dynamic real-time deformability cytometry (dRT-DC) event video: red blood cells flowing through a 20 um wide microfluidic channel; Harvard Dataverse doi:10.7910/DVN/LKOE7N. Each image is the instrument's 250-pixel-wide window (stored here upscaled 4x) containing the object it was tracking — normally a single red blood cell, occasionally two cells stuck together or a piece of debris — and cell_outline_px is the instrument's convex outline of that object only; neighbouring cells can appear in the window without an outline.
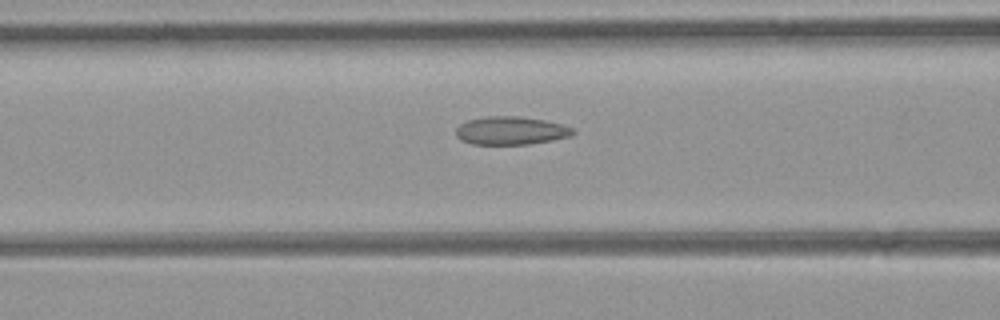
{"species": "common noctule bat (a hibernating species)", "species_latin": "Nyctalus noctula", "temperature_condition": "room temperature", "stored_images_in_passage": 32, "camera_frame_rate_fps": 3000, "um_per_image_px": 0.085, "animal": {"sex": "female", "body_mass_g": 21.9}, "frame": {"image": 1, "passage_image": 7, "time_ms": 2.0, "image_size_px": [1000, 320], "cell_outline_px": [[576, 132], [572, 136], [552, 140], [528, 144], [472, 144], [460, 140], [456, 136], [456, 128], [460, 124], [468, 120], [484, 116], [520, 116], [544, 120], [576, 128]], "centroid_in_image_um": [43.44, 11.1], "position_along_channel_um": 123.2, "area_um2": 19.36}}
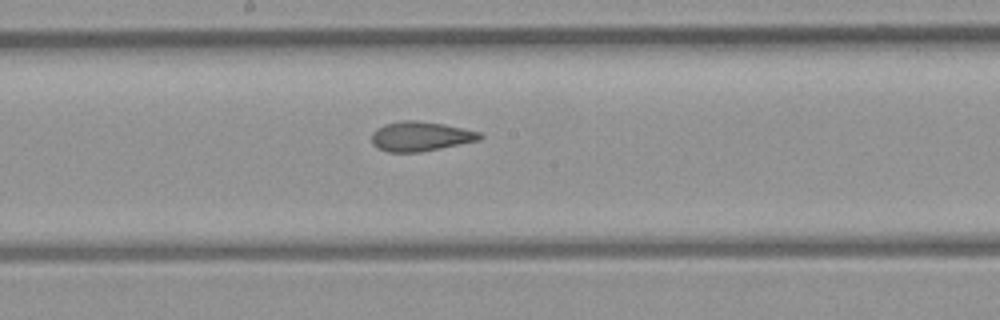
{"frame": {"image": 2, "passage_image": 13, "time_ms": 4.0, "image_size_px": [1000, 320], "cell_outline_px": [[484, 136], [480, 140], [420, 152], [388, 152], [376, 148], [372, 144], [372, 132], [376, 128], [384, 124], [404, 120], [416, 120], [444, 124], [480, 132]], "centroid_in_image_um": [35.72, 11.59], "position_along_channel_um": 212.5, "area_um2": 18.73}}
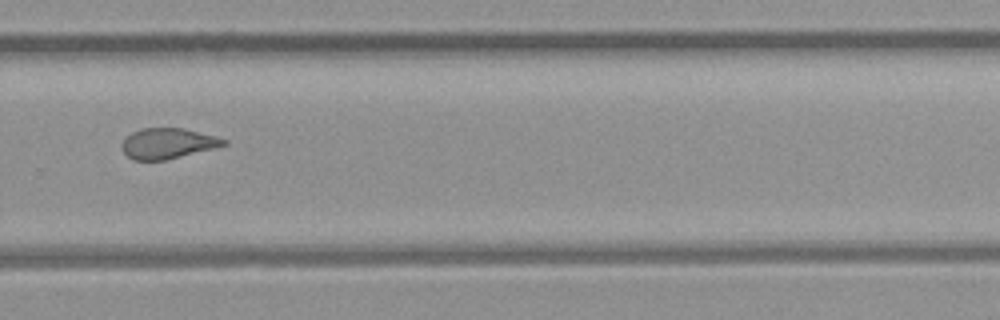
{"frame": {"image": 3, "passage_image": 20, "time_ms": 6.333, "image_size_px": [1000, 320], "cell_outline_px": [[228, 144], [164, 160], [132, 160], [124, 152], [120, 144], [132, 132], [140, 128], [184, 128], [216, 136], [228, 140]], "centroid_in_image_um": [14.24, 12.18], "position_along_channel_um": 315.6, "area_um2": 17.92}, "authors_computed_cell_mechanics": {"area_um2": 19.3919, "velocity_mm_per_s": 4.449, "shape_relaxation_time_tau1_ms": null, "shape_relaxation_time_tau2_ms": 1.7646, "deformation_change_tau1": null, "deformation_change_tau2": 0.093}}